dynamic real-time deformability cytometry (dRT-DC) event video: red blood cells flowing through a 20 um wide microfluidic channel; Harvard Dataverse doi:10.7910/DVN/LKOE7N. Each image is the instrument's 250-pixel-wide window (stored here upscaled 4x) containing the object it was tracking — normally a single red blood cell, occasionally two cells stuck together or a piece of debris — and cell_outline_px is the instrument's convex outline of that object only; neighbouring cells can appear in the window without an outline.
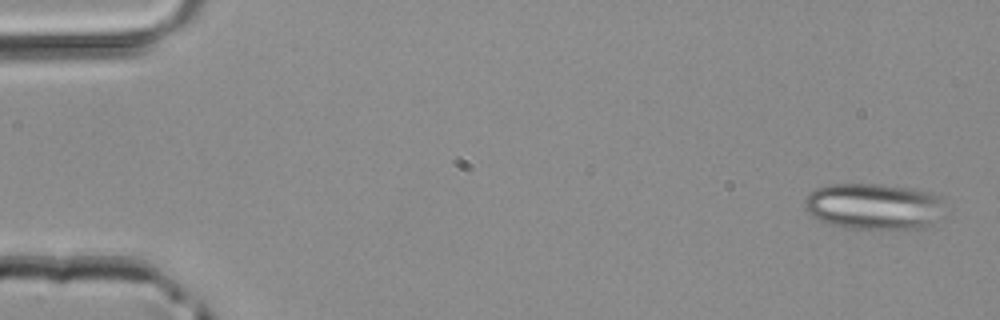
{"species": "common noctule bat (a hibernating species)", "species_latin": "Nyctalus noctula", "temperature_condition": "room temperature", "stored_images_in_passage": 3, "camera_frame_rate_fps": 3000, "um_per_image_px": 0.085, "animal": {"sex": "male", "body_mass_g": 20.4}, "frame": {"image": 1, "passage_image": 1, "time_ms": 0.0, "image_size_px": [1000, 320], "cell_outline_px": [[940, 196], [928, 228], [844, 228], [820, 220], [812, 216], [804, 208], [804, 200], [816, 188], [828, 184], [884, 184], [912, 188], [928, 192]], "centroid_in_image_um": [74.11, 17.52], "position_along_channel_um": 10.9, "area_um2": 36.65}}